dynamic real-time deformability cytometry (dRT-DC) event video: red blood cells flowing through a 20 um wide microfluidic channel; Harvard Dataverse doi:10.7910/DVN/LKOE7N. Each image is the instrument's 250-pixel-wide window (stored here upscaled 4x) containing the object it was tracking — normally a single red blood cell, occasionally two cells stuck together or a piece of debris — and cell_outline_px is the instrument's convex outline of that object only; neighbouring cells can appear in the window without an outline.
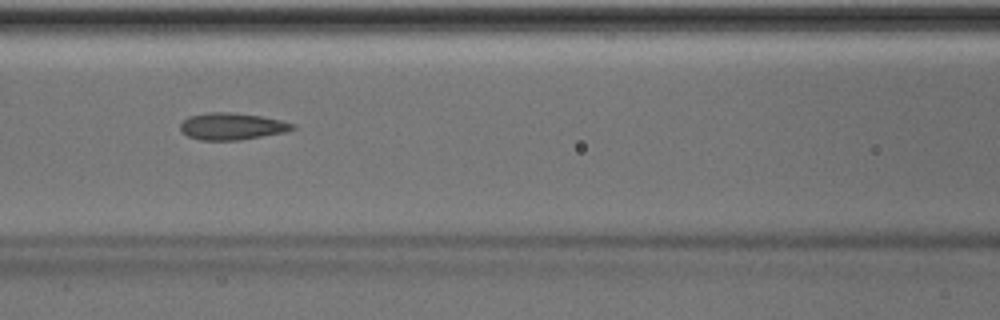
{"species": "Egyptian fruit bat (a non-hibernating species)", "species_latin": "Rousettus aegyptiacus", "temperature_condition": "room temperature", "stored_images_in_passage": 50, "camera_frame_rate_fps": 3000, "um_per_image_px": 0.085, "animal": {"sex": "male"}, "frame": {"image": 1, "passage_image": 22, "time_ms": 7.0, "image_size_px": [1000, 320], "cell_outline_px": [[296, 128], [284, 132], [240, 140], [200, 140], [188, 136], [180, 128], [180, 124], [188, 116], [208, 112], [228, 112], [260, 116], [280, 120], [296, 124]], "centroid_in_image_um": [19.71, 10.73], "position_along_channel_um": 146.9, "area_um2": 17.46}}
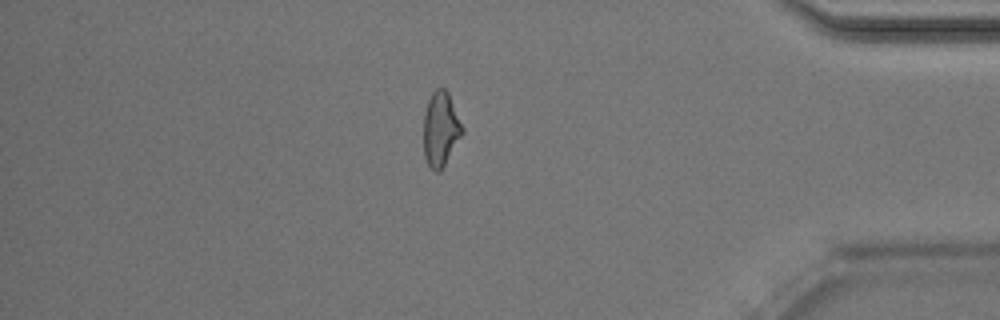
{"frame": {"image": 2, "passage_image": 43, "time_ms": 14.0, "image_size_px": [1000, 320], "cell_outline_px": [[464, 132], [440, 172], [436, 172], [428, 164], [424, 156], [424, 112], [428, 100], [432, 92], [436, 88], [444, 88], [448, 92], [464, 128]], "centroid_in_image_um": [37.46, 10.96], "position_along_channel_um": 397.7, "area_um2": 16.82}, "authors_computed_cell_mechanics": {"area_um2": 17.8313, "velocity_mm_per_s": 4.0495, "shape_relaxation_time_tau1_ms": null, "shape_relaxation_time_tau2_ms": 2.4897, "deformation_change_tau1": null, "deformation_change_tau2": 0.1012}}